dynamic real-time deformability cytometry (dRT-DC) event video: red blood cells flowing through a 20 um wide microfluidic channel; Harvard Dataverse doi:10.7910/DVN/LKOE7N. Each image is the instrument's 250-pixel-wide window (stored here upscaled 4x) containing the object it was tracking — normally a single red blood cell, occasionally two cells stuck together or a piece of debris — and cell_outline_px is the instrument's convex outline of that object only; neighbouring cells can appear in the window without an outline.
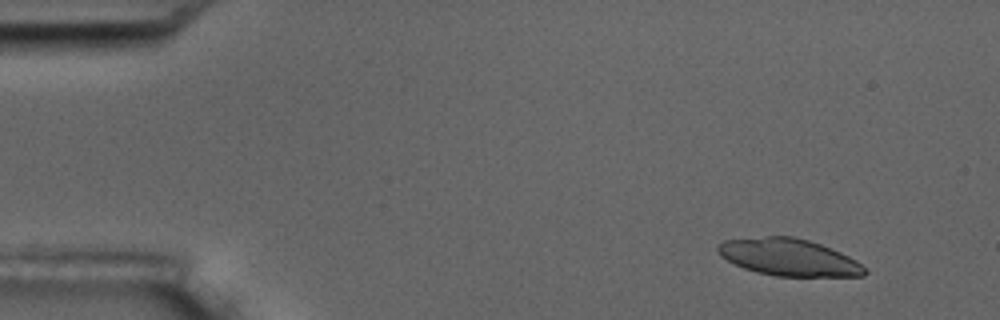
{"species": "common noctule bat (a hibernating species)", "species_latin": "Nyctalus noctula", "temperature_condition": "room temperature", "stored_images_in_passage": 8, "camera_frame_rate_fps": 3000, "um_per_image_px": 0.085, "animal": {"sex": "male", "body_mass_g": 17.5, "forearm_length_mm": 52.3}, "frame": {"image": 1, "passage_image": 1, "time_ms": 0.0, "image_size_px": [1000, 320], "cell_outline_px": [[868, 272], [864, 276], [776, 276], [756, 272], [744, 268], [720, 256], [716, 252], [716, 244], [724, 240], [764, 236], [792, 236], [808, 240], [820, 244], [840, 252], [856, 260]], "centroid_in_image_um": [67.01, 21.86], "position_along_channel_um": 18.0, "area_um2": 31.67}}